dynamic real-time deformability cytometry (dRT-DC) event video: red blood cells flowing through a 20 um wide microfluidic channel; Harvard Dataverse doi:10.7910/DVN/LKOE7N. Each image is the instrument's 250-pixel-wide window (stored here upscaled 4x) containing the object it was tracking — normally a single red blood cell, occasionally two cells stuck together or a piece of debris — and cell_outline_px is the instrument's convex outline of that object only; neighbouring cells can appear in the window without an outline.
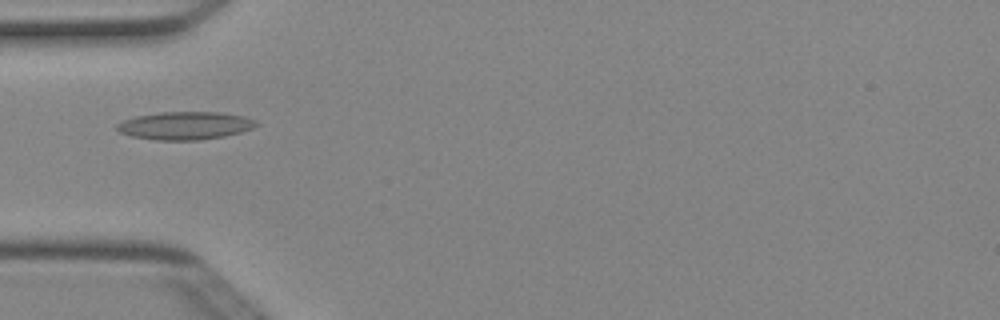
{"species": "Egyptian fruit bat (a non-hibernating species)", "species_latin": "Rousettus aegyptiacus", "temperature_condition": "cold", "stored_images_in_passage": 5, "camera_frame_rate_fps": 3000, "um_per_image_px": 0.085, "animal": {"sex": "female"}, "frame": {"image": 1, "passage_image": 5, "time_ms": 1.333, "image_size_px": [1000, 320], "cell_outline_px": [[260, 124], [252, 128], [240, 132], [224, 136], [200, 140], [156, 140], [132, 136], [120, 132], [116, 128], [116, 124], [124, 120], [136, 116], [160, 112], [220, 112], [244, 116], [256, 120]], "centroid_in_image_um": [15.75, 10.67], "position_along_channel_um": 69.3, "area_um2": 22.66}}